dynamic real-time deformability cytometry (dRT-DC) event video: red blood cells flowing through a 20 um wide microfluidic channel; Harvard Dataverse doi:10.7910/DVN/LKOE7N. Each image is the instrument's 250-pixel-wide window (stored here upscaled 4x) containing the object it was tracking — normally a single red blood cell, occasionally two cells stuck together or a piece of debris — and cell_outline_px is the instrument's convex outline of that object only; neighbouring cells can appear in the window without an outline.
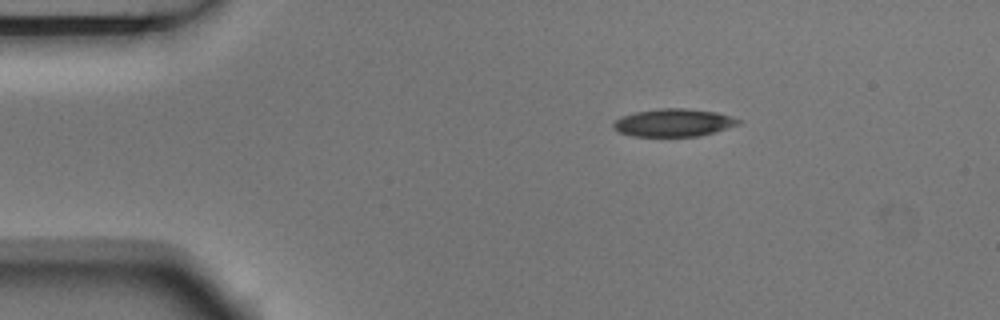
{"species": "Egyptian fruit bat (a non-hibernating species)", "species_latin": "Rousettus aegyptiacus", "temperature_condition": "room temperature", "stored_images_in_passage": 5, "camera_frame_rate_fps": 3000, "um_per_image_px": 0.085, "animal": {"sex": "male"}, "frame": {"image": 1, "passage_image": 5, "time_ms": 1.333, "image_size_px": [1000, 320], "cell_outline_px": [[740, 124], [712, 132], [696, 136], [632, 136], [620, 132], [612, 128], [612, 124], [620, 116], [636, 112], [660, 108], [688, 108], [716, 112], [732, 116], [740, 120]], "centroid_in_image_um": [57.22, 10.41], "position_along_channel_um": 27.8, "area_um2": 20.11}}